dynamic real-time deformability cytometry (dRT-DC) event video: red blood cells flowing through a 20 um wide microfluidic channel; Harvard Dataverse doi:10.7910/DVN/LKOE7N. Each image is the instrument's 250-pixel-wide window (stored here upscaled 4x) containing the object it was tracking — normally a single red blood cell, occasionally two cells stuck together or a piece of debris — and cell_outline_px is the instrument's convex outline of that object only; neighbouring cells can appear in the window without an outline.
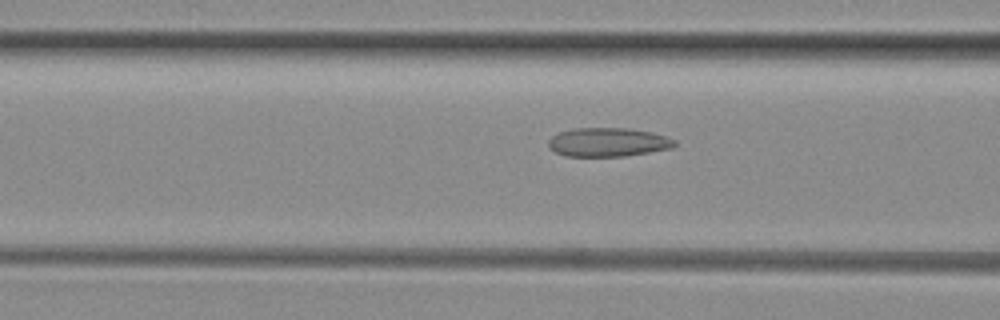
{"species": "common noctule bat (a hibernating species)", "species_latin": "Nyctalus noctula", "temperature_condition": "room temperature", "stored_images_in_passage": 36, "camera_frame_rate_fps": 3000, "um_per_image_px": 0.085, "animal": {"sex": "female", "body_mass_g": 29.2, "forearm_length_mm": 56.3}, "frame": {"image": 1, "passage_image": 5, "time_ms": 1.333, "image_size_px": [1000, 320], "cell_outline_px": [[676, 144], [672, 148], [624, 156], [564, 156], [556, 152], [548, 144], [548, 140], [552, 136], [560, 132], [572, 128], [628, 128], [652, 132], [676, 140]], "centroid_in_image_um": [51.68, 12.08], "position_along_channel_um": 114.9, "area_um2": 21.1}}
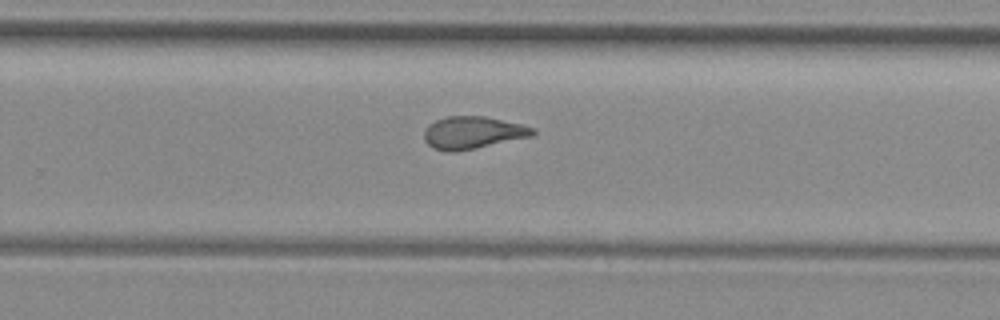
{"frame": {"image": 2, "passage_image": 18, "time_ms": 5.667, "image_size_px": [1000, 320], "cell_outline_px": [[536, 132], [532, 136], [476, 148], [456, 152], [444, 152], [432, 148], [424, 140], [424, 128], [428, 124], [436, 120], [448, 116], [484, 116], [520, 124], [536, 128]], "centroid_in_image_um": [40.15, 11.28], "position_along_channel_um": 289.7, "area_um2": 20.63}}
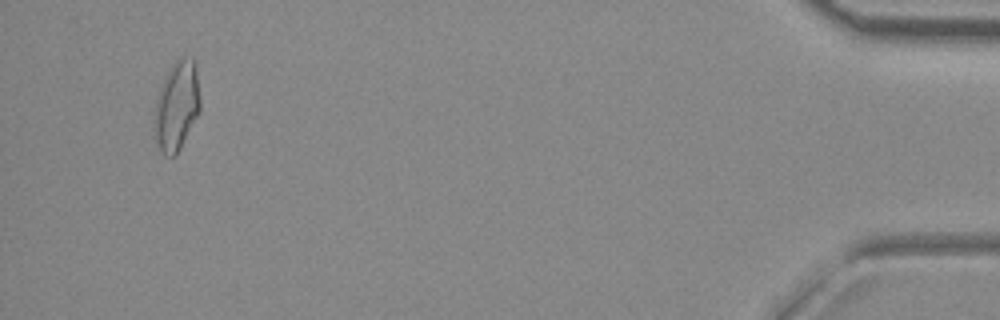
{"frame": {"image": 3, "passage_image": 34, "time_ms": 11.0, "image_size_px": [1000, 320], "cell_outline_px": [[200, 112], [176, 156], [164, 156], [156, 144], [152, 120], [156, 100], [164, 76], [172, 64], [180, 56], [192, 56], [196, 60], [200, 100]], "centroid_in_image_um": [15.02, 8.99], "position_along_channel_um": 420.2, "area_um2": 24.62}, "authors_computed_cell_mechanics": {"area_um2": 20.5479, "velocity_mm_per_s": 4.0435, "shape_relaxation_time_tau1_ms": null, "shape_relaxation_time_tau2_ms": 2.0381, "deformation_change_tau1": null, "deformation_change_tau2": 0.1032}}